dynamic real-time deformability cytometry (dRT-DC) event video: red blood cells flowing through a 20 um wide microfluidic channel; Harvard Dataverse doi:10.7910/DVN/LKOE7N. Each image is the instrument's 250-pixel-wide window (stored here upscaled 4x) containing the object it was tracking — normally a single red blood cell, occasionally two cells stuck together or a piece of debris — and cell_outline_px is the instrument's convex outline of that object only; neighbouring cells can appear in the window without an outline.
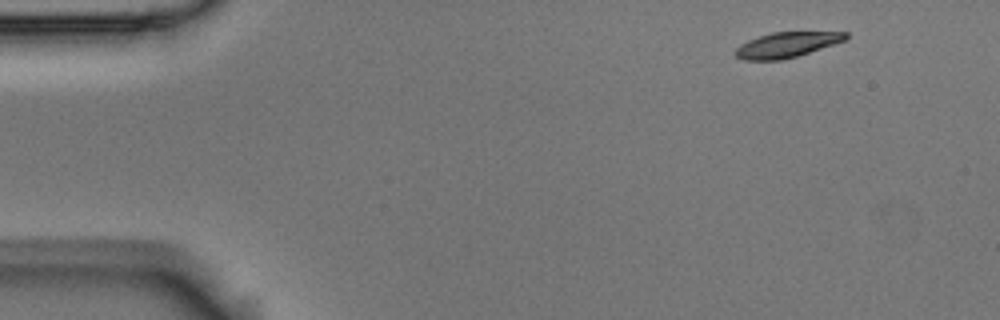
{"species": "Egyptian fruit bat (a non-hibernating species)", "species_latin": "Rousettus aegyptiacus", "temperature_condition": "room temperature", "stored_images_in_passage": 4, "camera_frame_rate_fps": 3000, "um_per_image_px": 0.085, "animal": {"sex": "male"}, "frame": {"image": 1, "passage_image": 1, "time_ms": 0.0, "image_size_px": [1000, 320], "cell_outline_px": [[848, 36], [844, 40], [796, 56], [780, 60], [744, 60], [736, 56], [732, 52], [740, 44], [748, 40], [772, 32], [848, 32]], "centroid_in_image_um": [66.8, 3.81], "position_along_channel_um": 18.2, "area_um2": 15.95}}
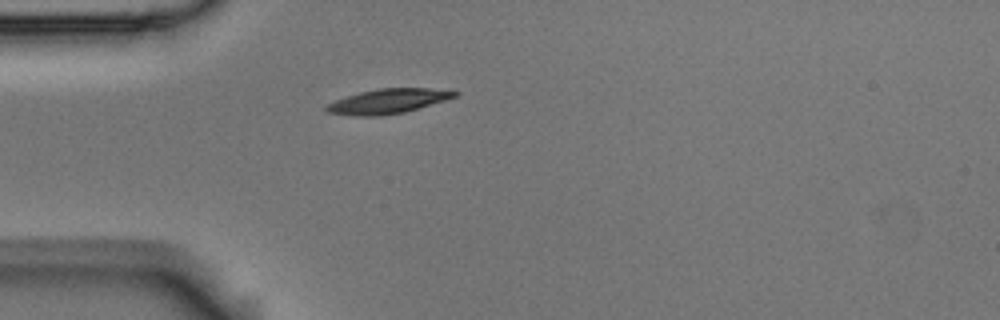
{"frame": {"image": 2, "passage_image": 4, "time_ms": 1.0, "image_size_px": [1000, 320], "cell_outline_px": [[460, 92], [456, 96], [444, 100], [404, 112], [380, 116], [352, 116], [328, 112], [324, 108], [328, 104], [336, 100], [360, 92], [380, 88], [428, 88]], "centroid_in_image_um": [32.95, 8.61], "position_along_channel_um": 52.1, "area_um2": 18.09}}